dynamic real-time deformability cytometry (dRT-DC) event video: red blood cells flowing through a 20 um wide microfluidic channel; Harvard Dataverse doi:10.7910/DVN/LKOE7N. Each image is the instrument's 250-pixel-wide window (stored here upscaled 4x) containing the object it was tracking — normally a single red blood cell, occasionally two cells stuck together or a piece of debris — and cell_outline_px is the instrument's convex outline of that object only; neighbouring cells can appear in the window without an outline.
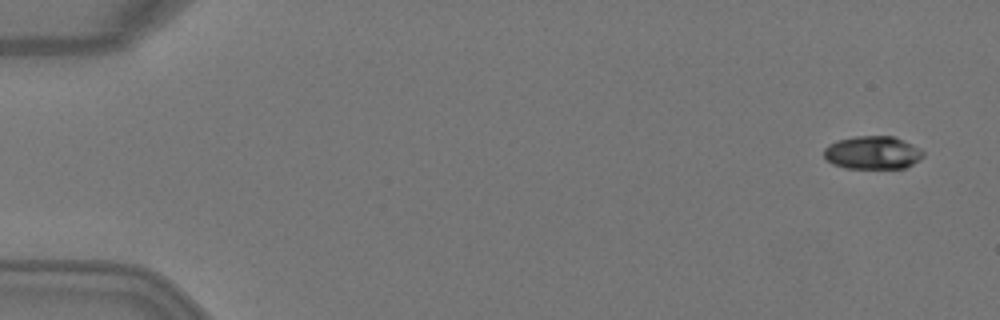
{"species": "Egyptian fruit bat (a non-hibernating species)", "species_latin": "Rousettus aegyptiacus", "temperature_condition": "warm", "stored_images_in_passage": 3, "camera_frame_rate_fps": 3000, "um_per_image_px": 0.085, "animal": {"sex": "female"}, "frame": {"image": 1, "passage_image": 1, "time_ms": 0.0, "image_size_px": [1000, 320], "cell_outline_px": [[924, 156], [912, 164], [904, 168], [844, 168], [832, 164], [824, 156], [824, 148], [828, 144], [836, 140], [856, 136], [892, 136], [912, 144], [920, 148], [924, 152]], "centroid_in_image_um": [74.15, 12.97], "position_along_channel_um": 10.8, "area_um2": 19.19}}